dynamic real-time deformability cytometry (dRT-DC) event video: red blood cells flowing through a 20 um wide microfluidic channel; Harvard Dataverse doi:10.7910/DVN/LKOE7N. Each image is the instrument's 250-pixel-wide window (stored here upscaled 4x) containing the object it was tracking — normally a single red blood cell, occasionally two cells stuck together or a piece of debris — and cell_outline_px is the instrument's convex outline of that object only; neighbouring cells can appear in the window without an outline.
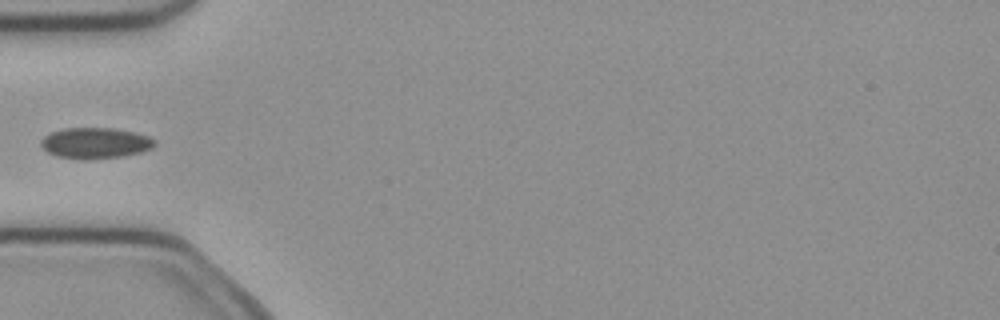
{"species": "common noctule bat (a hibernating species)", "species_latin": "Nyctalus noctula", "temperature_condition": "cold", "stored_images_in_passage": 4, "camera_frame_rate_fps": 3000, "um_per_image_px": 0.085, "animal": {"sex": "female", "body_mass_g": 21.9}, "frame": {"image": 1, "passage_image": 4, "time_ms": 1.0, "image_size_px": [1000, 320], "cell_outline_px": [[156, 144], [152, 148], [140, 152], [124, 156], [88, 160], [80, 160], [56, 156], [48, 152], [40, 144], [40, 140], [44, 136], [52, 132], [64, 128], [116, 128], [136, 132], [148, 136], [156, 140]], "centroid_in_image_um": [8.11, 12.16], "position_along_channel_um": 76.9, "area_um2": 20.75}}